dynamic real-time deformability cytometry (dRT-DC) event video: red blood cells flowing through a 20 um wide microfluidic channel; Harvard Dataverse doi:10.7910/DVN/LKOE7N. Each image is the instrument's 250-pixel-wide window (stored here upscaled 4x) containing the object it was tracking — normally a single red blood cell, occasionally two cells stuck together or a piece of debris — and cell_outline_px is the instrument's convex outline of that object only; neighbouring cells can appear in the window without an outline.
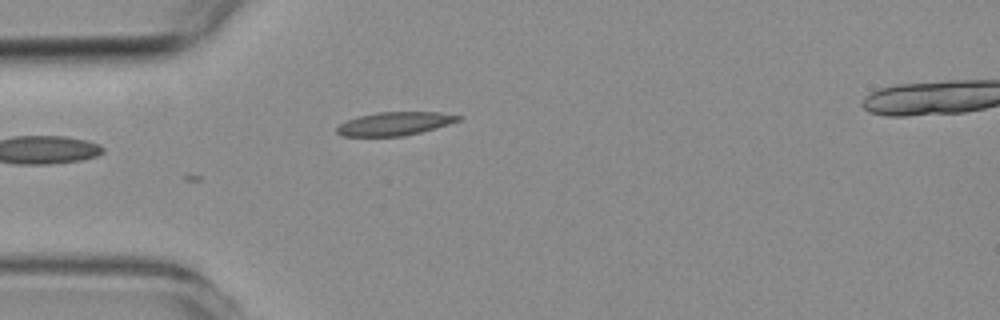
{"species": "common noctule bat (a hibernating species)", "species_latin": "Nyctalus noctula", "temperature_condition": "room temperature", "stored_images_in_passage": 4, "camera_frame_rate_fps": 3000, "um_per_image_px": 0.085, "animal": {"sex": "female", "body_mass_g": 19.3, "forearm_length_mm": 54.1}, "frame": {"image": 1, "passage_image": 3, "time_ms": 2.333, "image_size_px": [1000, 320], "cell_outline_px": [[464, 116], [460, 120], [448, 124], [420, 132], [404, 136], [340, 136], [336, 132], [336, 128], [340, 124], [348, 120], [360, 116], [376, 112], [436, 112]], "centroid_in_image_um": [33.54, 10.51], "position_along_channel_um": 51.5, "area_um2": 16.42}}